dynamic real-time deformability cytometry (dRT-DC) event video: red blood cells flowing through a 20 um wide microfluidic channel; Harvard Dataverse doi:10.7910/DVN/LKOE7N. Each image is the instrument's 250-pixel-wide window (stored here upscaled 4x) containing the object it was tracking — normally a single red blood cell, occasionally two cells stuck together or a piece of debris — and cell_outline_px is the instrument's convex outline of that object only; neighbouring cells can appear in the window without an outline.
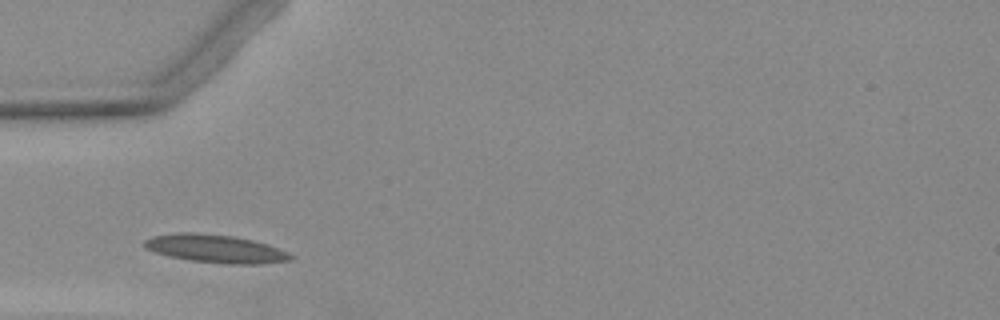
{"species": "Egyptian fruit bat (a non-hibernating species)", "species_latin": "Rousettus aegyptiacus", "temperature_condition": "warm", "stored_images_in_passage": 2, "camera_frame_rate_fps": 3000, "um_per_image_px": 0.085, "animal": {"sex": "female"}, "frame": {"image": 1, "passage_image": 1, "time_ms": 0.0, "image_size_px": [1000, 320], "cell_outline_px": [[296, 256], [292, 260], [260, 264], [224, 264], [192, 260], [168, 256], [144, 248], [144, 240], [152, 236], [180, 232], [188, 232], [232, 236], [252, 240], [268, 244], [288, 252]], "centroid_in_image_um": [18.35, 21.15], "position_along_channel_um": 66.6, "area_um2": 23.93}}
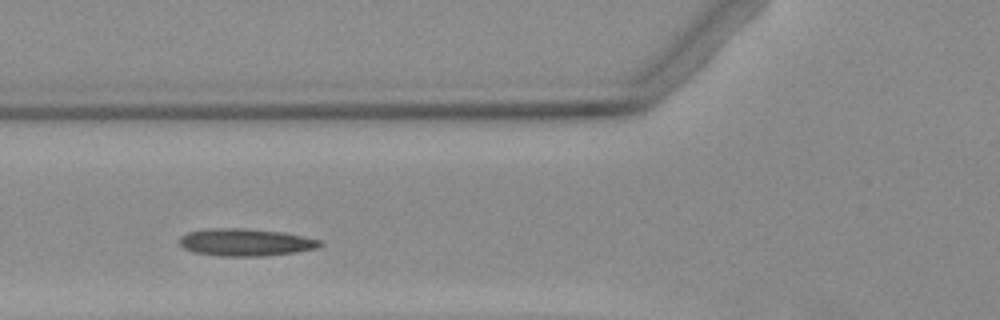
{"frame": {"image": 2, "passage_image": 2, "time_ms": 1.0, "image_size_px": [1000, 320], "cell_outline_px": [[324, 244], [316, 248], [296, 252], [260, 256], [220, 256], [192, 252], [184, 248], [180, 244], [180, 236], [188, 232], [208, 228], [244, 228], [284, 232], [324, 240]], "centroid_in_image_um": [20.9, 20.59], "position_along_channel_um": 104.9, "area_um2": 22.6}}